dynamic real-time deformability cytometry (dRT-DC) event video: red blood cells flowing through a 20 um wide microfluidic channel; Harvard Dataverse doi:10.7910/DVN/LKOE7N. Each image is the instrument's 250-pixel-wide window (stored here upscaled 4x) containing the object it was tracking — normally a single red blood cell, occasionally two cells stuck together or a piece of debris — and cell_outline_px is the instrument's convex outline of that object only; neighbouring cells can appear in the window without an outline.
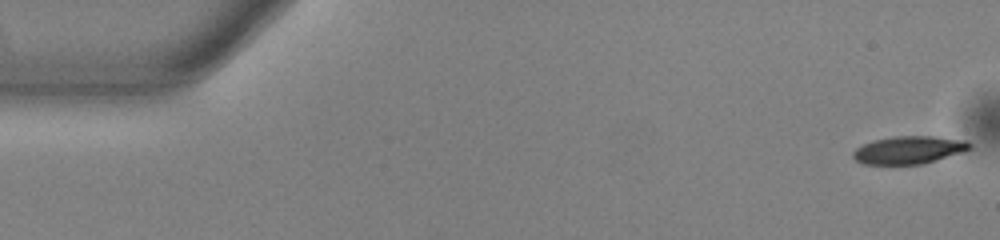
{"species": "common noctule bat (a hibernating species)", "species_latin": "Nyctalus noctula", "temperature_condition": "warm", "stored_images_in_passage": 53, "camera_frame_rate_fps": 3000, "um_per_image_px": 0.085, "animal": {"sex": "male", "body_mass_g": 13.0, "forearm_length_mm": 53.1}, "frame": {"image": 1, "passage_image": 1, "time_ms": 0.0, "image_size_px": [1000, 240], "cell_outline_px": [[972, 148], [924, 164], [864, 164], [856, 160], [852, 156], [852, 152], [856, 148], [872, 140], [896, 136], [936, 136], [968, 140], [972, 144]], "centroid_in_image_um": [77.27, 12.73], "position_along_channel_um": 7.7, "area_um2": 18.9}}
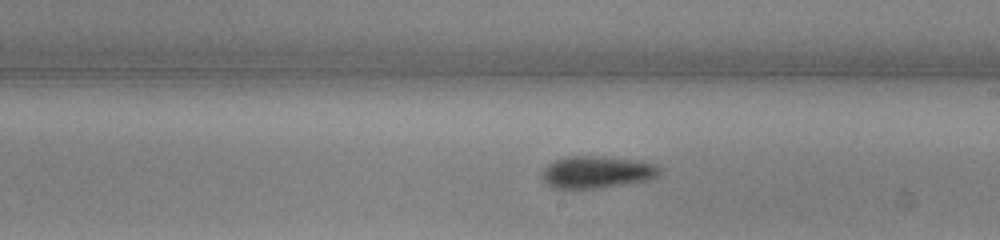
{"frame": {"image": 2, "passage_image": 30, "time_ms": 9.667, "image_size_px": [1000, 240], "cell_outline_px": [[660, 172], [656, 176], [648, 180], [604, 188], [552, 188], [540, 176], [544, 168], [548, 164], [564, 156], [608, 156], [640, 160], [656, 164], [660, 168]], "centroid_in_image_um": [50.74, 14.62], "position_along_channel_um": 238.3, "area_um2": 22.31}}
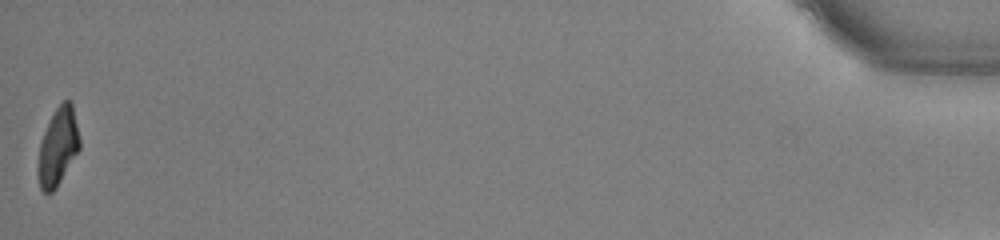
{"frame": {"image": 3, "passage_image": 53, "time_ms": 17.333, "image_size_px": [1000, 240], "cell_outline_px": [[80, 148], [56, 188], [52, 192], [44, 192], [40, 188], [36, 172], [40, 144], [44, 132], [56, 108], [64, 100], [68, 100], [72, 104], [80, 140]], "centroid_in_image_um": [4.91, 12.51], "position_along_channel_um": 430.3, "area_um2": 18.55}, "authors_computed_cell_mechanics": {"area_um2": 20.6346, "velocity_mm_per_s": 3.8458, "shape_relaxation_time_tau1_ms": 2.85, "shape_relaxation_time_tau2_ms": null, "deformation_change_tau1": 0.1574, "deformation_change_tau2": null}}